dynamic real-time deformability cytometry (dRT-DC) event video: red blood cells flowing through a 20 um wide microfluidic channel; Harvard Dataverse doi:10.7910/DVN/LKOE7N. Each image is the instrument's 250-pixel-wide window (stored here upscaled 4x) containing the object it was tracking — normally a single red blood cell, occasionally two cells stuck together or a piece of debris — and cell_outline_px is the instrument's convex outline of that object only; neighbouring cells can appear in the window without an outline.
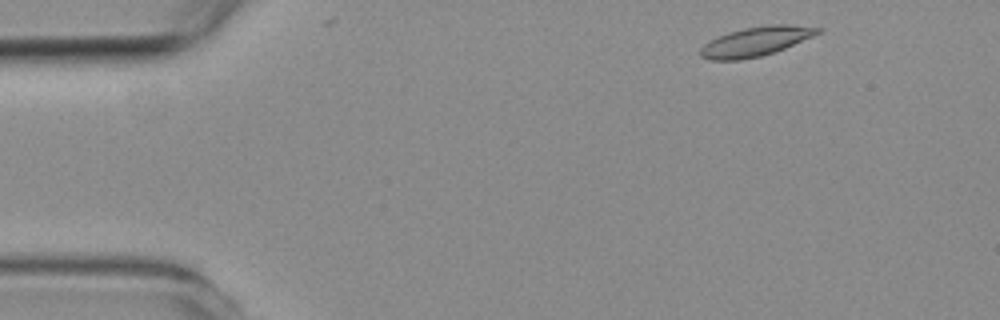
{"species": "common noctule bat (a hibernating species)", "species_latin": "Nyctalus noctula", "temperature_condition": "room temperature", "stored_images_in_passage": 4, "camera_frame_rate_fps": 3000, "um_per_image_px": 0.085, "animal": {"sex": "female", "body_mass_g": 19.3, "forearm_length_mm": 54.1}, "frame": {"image": 1, "passage_image": 1, "time_ms": 0.0, "image_size_px": [1000, 320], "cell_outline_px": [[824, 28], [820, 32], [812, 36], [784, 48], [760, 56], [740, 60], [712, 60], [700, 56], [700, 48], [704, 44], [728, 32], [744, 28], [772, 24], [788, 24]], "centroid_in_image_um": [64.24, 3.52], "position_along_channel_um": 20.8, "area_um2": 19.71}}